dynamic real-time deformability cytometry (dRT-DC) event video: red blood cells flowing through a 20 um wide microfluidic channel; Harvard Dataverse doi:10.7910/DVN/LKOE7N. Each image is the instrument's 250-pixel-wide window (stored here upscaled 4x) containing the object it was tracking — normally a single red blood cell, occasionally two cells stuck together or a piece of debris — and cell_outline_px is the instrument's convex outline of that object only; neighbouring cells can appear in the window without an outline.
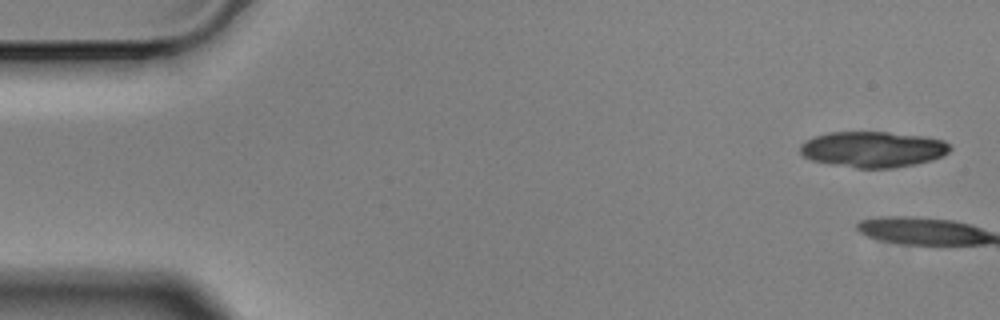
{"species": "Egyptian fruit bat (a non-hibernating species)", "species_latin": "Rousettus aegyptiacus", "temperature_condition": "cold", "stored_images_in_passage": 11, "camera_frame_rate_fps": 3000, "um_per_image_px": 0.085, "animal": {"sex": "male"}, "frame": {"image": 1, "passage_image": 1, "time_ms": 0.0, "image_size_px": [1000, 320], "cell_outline_px": [[952, 148], [948, 152], [932, 160], [916, 164], [892, 168], [856, 168], [812, 160], [804, 156], [800, 152], [800, 144], [816, 136], [828, 132], [888, 132], [924, 136], [944, 140]], "centroid_in_image_um": [74.22, 12.69], "position_along_channel_um": 10.8, "area_um2": 31.15}}
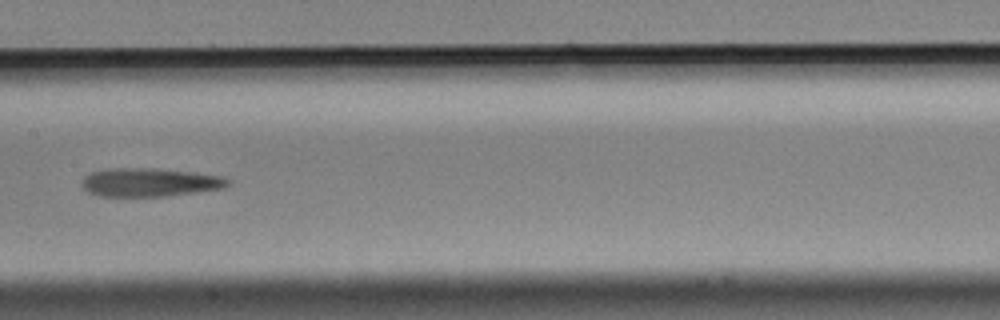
{"frame": {"image": 2, "passage_image": 8, "time_ms": 2.333, "image_size_px": [1000, 320], "cell_outline_px": [[232, 180], [224, 188], [168, 196], [100, 196], [88, 192], [80, 184], [84, 176], [92, 172], [116, 168], [156, 168], [196, 172], [224, 176]], "centroid_in_image_um": [12.77, 15.49], "position_along_channel_um": 194.6, "area_um2": 24.39}}
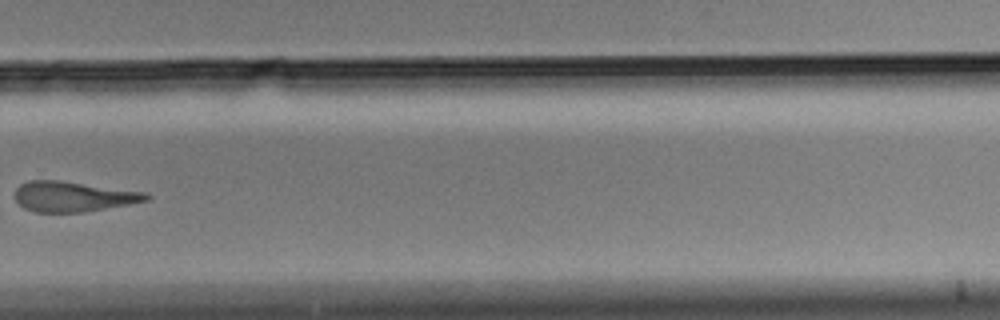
{"frame": {"image": 3, "passage_image": 11, "time_ms": 3.333, "image_size_px": [1000, 320], "cell_outline_px": [[152, 196], [148, 200], [128, 204], [84, 212], [32, 212], [24, 208], [16, 200], [16, 188], [20, 184], [28, 180], [60, 180], [144, 192]], "centroid_in_image_um": [6.19, 16.7], "position_along_channel_um": 323.6, "area_um2": 23.0}}